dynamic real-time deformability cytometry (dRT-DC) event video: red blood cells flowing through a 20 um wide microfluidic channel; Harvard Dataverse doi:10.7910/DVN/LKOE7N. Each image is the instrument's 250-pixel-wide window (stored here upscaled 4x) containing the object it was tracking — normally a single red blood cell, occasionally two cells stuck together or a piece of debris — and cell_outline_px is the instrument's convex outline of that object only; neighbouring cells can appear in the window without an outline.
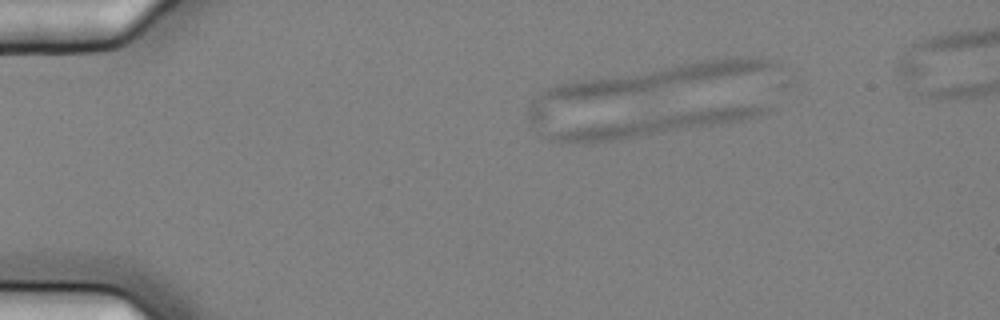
{"species": "common noctule bat (a hibernating species)", "species_latin": "Nyctalus noctula", "temperature_condition": "cold", "stored_images_in_passage": 8, "camera_frame_rate_fps": 3000, "um_per_image_px": 0.085, "animal": {"sex": "female", "body_mass_g": 25.1}, "frame": {"image": 1, "passage_image": 2, "time_ms": 0.333, "image_size_px": [1000, 320], "cell_outline_px": [[768, 112], [740, 120], [616, 140], [584, 144], [548, 140], [548, 136], [556, 132], [576, 128], [708, 108], [768, 108]], "centroid_in_image_um": [55.6, 10.62], "position_along_channel_um": 29.4, "area_um2": 23.81}}